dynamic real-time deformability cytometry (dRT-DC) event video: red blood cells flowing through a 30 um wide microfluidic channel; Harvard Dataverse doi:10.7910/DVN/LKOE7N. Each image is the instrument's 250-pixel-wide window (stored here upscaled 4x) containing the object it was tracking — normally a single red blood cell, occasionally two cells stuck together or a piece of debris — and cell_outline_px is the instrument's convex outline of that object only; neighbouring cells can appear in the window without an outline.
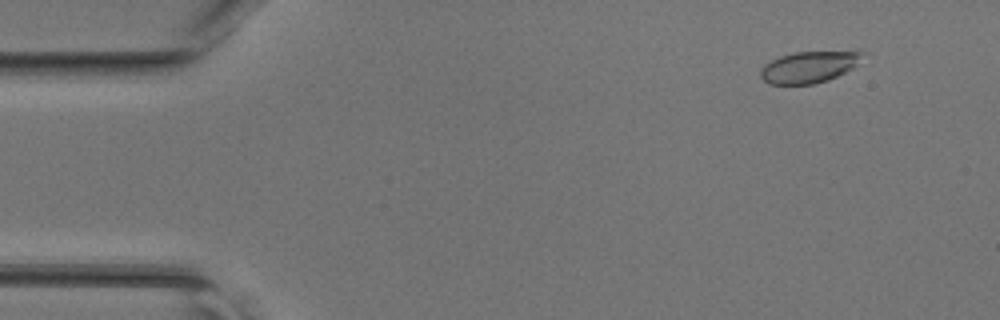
{"species": "common noctule bat (a hibernating species)", "species_latin": "Nyctalus noctula", "temperature_condition": "room temperature", "stored_images_in_passage": 47, "camera_frame_rate_fps": 3000, "um_per_image_px": 0.085, "animal": {"sex": "female", "body_mass_g": 17.0, "forearm_length_mm": 48.0}, "frame": {"image": 1, "passage_image": 5, "time_ms": 1.333, "image_size_px": [1000, 320], "cell_outline_px": [[864, 52], [856, 64], [852, 68], [828, 80], [812, 84], [768, 84], [760, 76], [760, 68], [764, 64], [780, 56], [792, 52]], "centroid_in_image_um": [68.67, 5.71], "position_along_channel_um": 16.3, "area_um2": 18.32}}
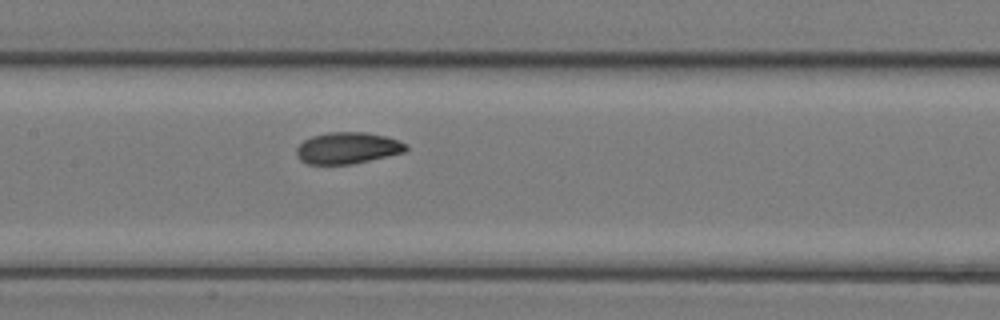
{"frame": {"image": 2, "passage_image": 23, "time_ms": 7.333, "image_size_px": [1000, 320], "cell_outline_px": [[408, 148], [404, 152], [352, 164], [308, 164], [300, 160], [296, 156], [296, 148], [304, 140], [312, 136], [328, 132], [364, 132], [384, 136], [400, 140], [408, 144]], "centroid_in_image_um": [29.54, 12.58], "position_along_channel_um": 177.9, "area_um2": 20.11}}
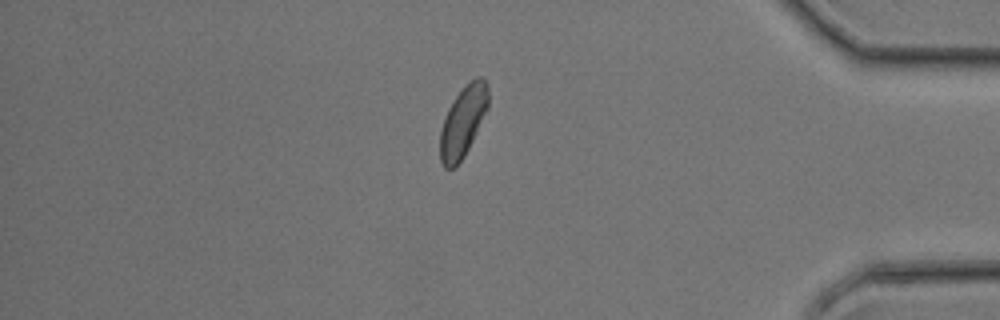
{"frame": {"image": 3, "passage_image": 40, "time_ms": 13.0, "image_size_px": [1000, 320], "cell_outline_px": [[488, 108], [464, 156], [452, 168], [444, 168], [440, 160], [440, 132], [448, 108], [456, 96], [476, 76], [480, 76], [488, 84]], "centroid_in_image_um": [39.35, 10.33], "position_along_channel_um": 395.8, "area_um2": 19.31}}